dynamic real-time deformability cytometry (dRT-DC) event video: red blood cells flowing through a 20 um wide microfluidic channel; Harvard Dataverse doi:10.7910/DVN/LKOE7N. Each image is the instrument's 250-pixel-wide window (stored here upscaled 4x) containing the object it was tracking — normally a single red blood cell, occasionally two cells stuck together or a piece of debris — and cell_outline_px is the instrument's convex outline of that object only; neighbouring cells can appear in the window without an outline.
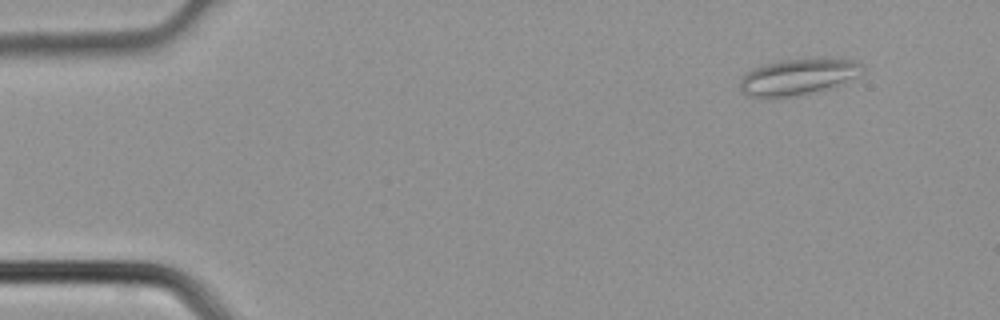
{"species": "common noctule bat (a hibernating species)", "species_latin": "Nyctalus noctula", "temperature_condition": "cold", "stored_images_in_passage": 3, "camera_frame_rate_fps": 3000, "um_per_image_px": 0.085, "animal": {"sex": "male", "body_mass_g": 21.5, "forearm_length_mm": 52.0}, "frame": {"image": 1, "passage_image": 1, "time_ms": 0.0, "image_size_px": [1000, 320], "cell_outline_px": [[864, 68], [860, 76], [844, 84], [796, 96], [748, 96], [740, 88], [740, 80], [744, 72], [752, 68], [764, 64], [780, 60], [816, 56], [828, 56], [856, 60]], "centroid_in_image_um": [67.92, 6.46], "position_along_channel_um": 17.1, "area_um2": 26.65}}